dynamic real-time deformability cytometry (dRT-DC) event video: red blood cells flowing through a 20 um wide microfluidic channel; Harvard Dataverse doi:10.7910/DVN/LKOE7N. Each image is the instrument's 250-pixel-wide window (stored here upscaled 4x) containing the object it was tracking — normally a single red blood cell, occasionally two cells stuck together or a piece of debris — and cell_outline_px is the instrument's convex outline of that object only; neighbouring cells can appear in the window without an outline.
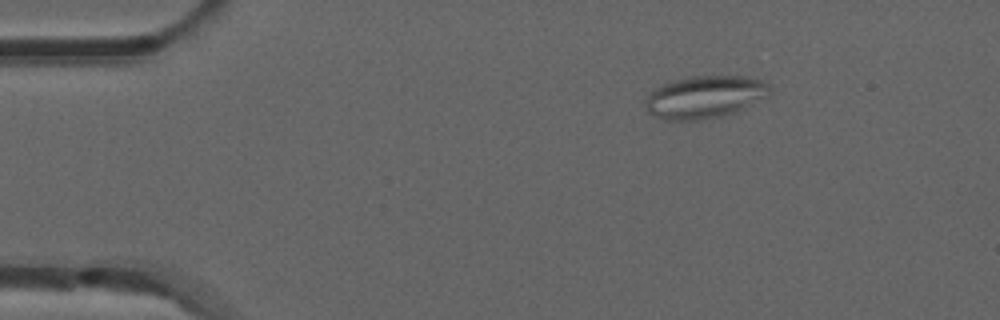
{"species": "common noctule bat (a hibernating species)", "species_latin": "Nyctalus noctula", "temperature_condition": "room temperature", "stored_images_in_passage": 45, "camera_frame_rate_fps": 3000, "um_per_image_px": 0.085, "animal": {"sex": "male", "forearm_length_mm": 52.5}, "frame": {"image": 1, "passage_image": 1, "time_ms": 0.0, "image_size_px": [1000, 320], "cell_outline_px": [[772, 92], [768, 96], [736, 112], [720, 116], [700, 120], [664, 120], [652, 116], [644, 108], [644, 100], [660, 84], [672, 80], [692, 76], [748, 76], [760, 80], [768, 84], [772, 88]], "centroid_in_image_um": [59.89, 8.24], "position_along_channel_um": 25.1, "area_um2": 31.15}}
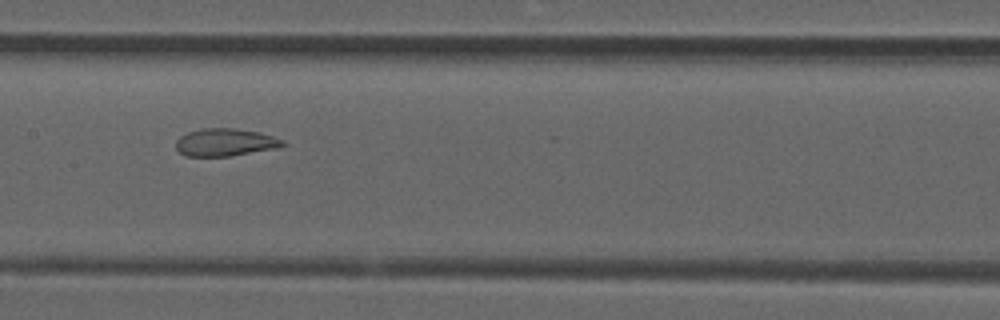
{"frame": {"image": 2, "passage_image": 19, "time_ms": 6.0, "image_size_px": [1000, 320], "cell_outline_px": [[284, 144], [280, 148], [228, 156], [184, 156], [176, 148], [176, 140], [180, 136], [188, 132], [204, 128], [232, 128], [260, 132], [284, 140]], "centroid_in_image_um": [19.14, 12.1], "position_along_channel_um": 188.3, "area_um2": 17.17}}
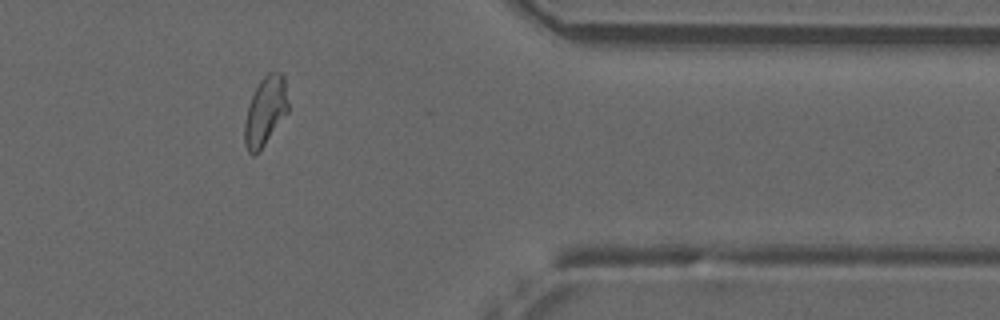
{"frame": {"image": 3, "passage_image": 36, "time_ms": 11.667, "image_size_px": [1000, 320], "cell_outline_px": [[288, 112], [260, 152], [256, 156], [252, 156], [248, 152], [244, 144], [244, 124], [248, 104], [260, 80], [268, 72], [280, 72], [284, 76], [288, 104]], "centroid_in_image_um": [22.54, 9.5], "position_along_channel_um": 388.9, "area_um2": 17.74}, "authors_computed_cell_mechanics": {"area_um2": 17.7446, "velocity_mm_per_s": 3.9023, "shape_relaxation_time_tau1_ms": null, "shape_relaxation_time_tau2_ms": 1.7455, "deformation_change_tau1": null, "deformation_change_tau2": 0.0881}}